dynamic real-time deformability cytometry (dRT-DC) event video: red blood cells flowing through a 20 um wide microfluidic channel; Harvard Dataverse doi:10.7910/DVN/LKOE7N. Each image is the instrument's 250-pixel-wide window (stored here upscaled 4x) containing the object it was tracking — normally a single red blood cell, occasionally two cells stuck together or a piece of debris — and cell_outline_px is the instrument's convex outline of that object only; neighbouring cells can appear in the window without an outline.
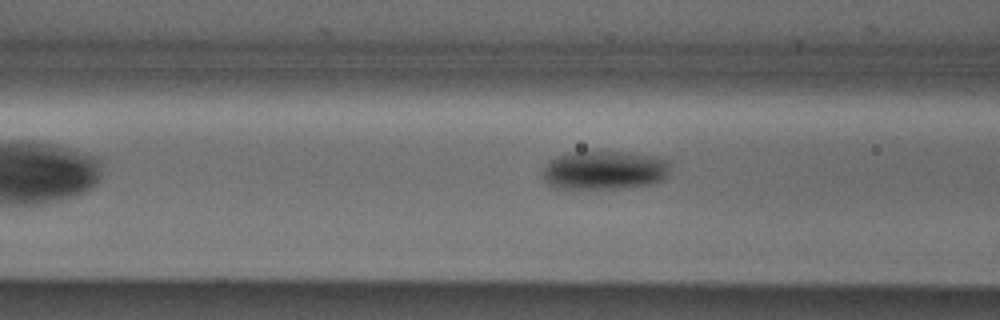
{"species": "Egyptian fruit bat (a non-hibernating species)", "species_latin": "Rousettus aegyptiacus", "temperature_condition": "cold", "stored_images_in_passage": 7, "camera_frame_rate_fps": 3000, "um_per_image_px": 0.085, "animal": {"sex": "male"}, "frame": {"image": 1, "passage_image": 5, "time_ms": 1.333, "image_size_px": [1000, 320], "cell_outline_px": [[668, 176], [664, 180], [652, 184], [624, 188], [556, 188], [548, 184], [540, 176], [540, 172], [548, 160], [556, 156], [572, 152], [628, 152], [656, 156], [668, 160]], "centroid_in_image_um": [51.34, 14.47], "position_along_channel_um": 115.3, "area_um2": 29.19}}